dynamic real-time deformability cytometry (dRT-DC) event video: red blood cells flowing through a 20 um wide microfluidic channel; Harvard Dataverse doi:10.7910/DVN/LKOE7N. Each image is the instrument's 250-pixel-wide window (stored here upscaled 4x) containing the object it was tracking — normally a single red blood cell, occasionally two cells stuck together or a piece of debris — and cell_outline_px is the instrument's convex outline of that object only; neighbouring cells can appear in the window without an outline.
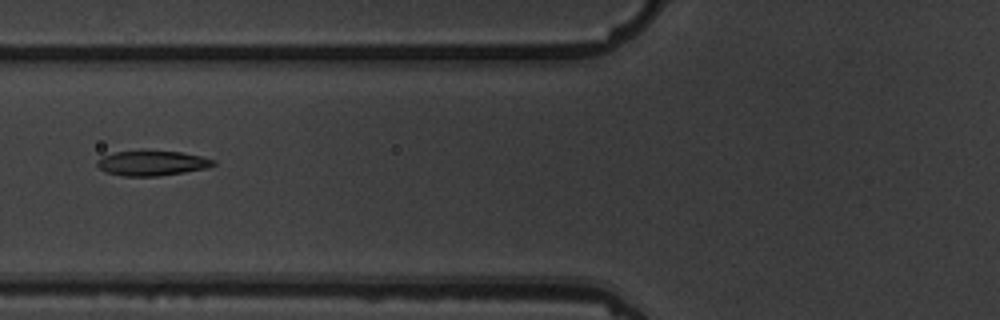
{"species": "common noctule bat (a hibernating species)", "species_latin": "Nyctalus noctula", "temperature_condition": "warm", "stored_images_in_passage": 7, "camera_frame_rate_fps": 3000, "um_per_image_px": 0.085, "animal": {"sex": "male", "body_mass_g": 19.5, "forearm_length_mm": 54.6}, "frame": {"image": 1, "passage_image": 3, "time_ms": 2.333, "image_size_px": [1000, 320], "cell_outline_px": [[216, 164], [204, 168], [184, 172], [156, 176], [120, 176], [108, 172], [100, 168], [96, 164], [96, 160], [104, 156], [116, 152], [144, 148], [180, 152], [200, 156], [216, 160]], "centroid_in_image_um": [12.89, 13.83], "position_along_channel_um": 112.9, "area_um2": 17.28}}
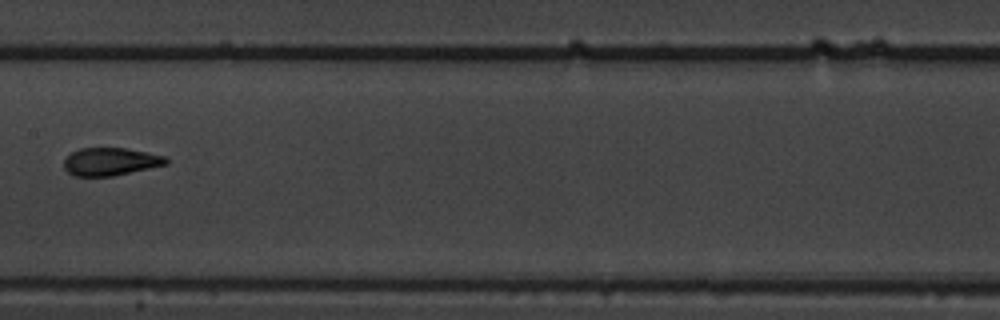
{"frame": {"image": 2, "passage_image": 5, "time_ms": 4.667, "image_size_px": [1000, 320], "cell_outline_px": [[168, 164], [112, 176], [72, 176], [64, 168], [64, 160], [72, 152], [80, 148], [124, 148], [164, 156], [168, 160]], "centroid_in_image_um": [9.36, 13.74], "position_along_channel_um": 198.0, "area_um2": 16.36}}
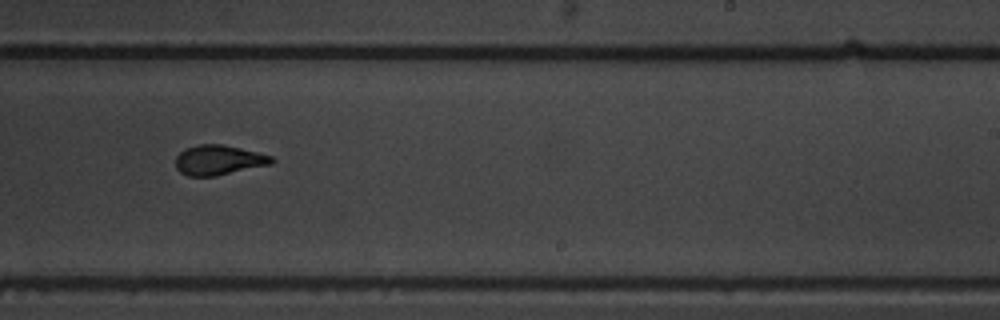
{"frame": {"image": 3, "passage_image": 7, "time_ms": 6.667, "image_size_px": [1000, 320], "cell_outline_px": [[276, 160], [272, 164], [216, 176], [188, 176], [180, 172], [176, 168], [176, 156], [184, 148], [196, 144], [224, 144], [272, 156]], "centroid_in_image_um": [18.57, 13.6], "position_along_channel_um": 270.4, "area_um2": 16.88}}